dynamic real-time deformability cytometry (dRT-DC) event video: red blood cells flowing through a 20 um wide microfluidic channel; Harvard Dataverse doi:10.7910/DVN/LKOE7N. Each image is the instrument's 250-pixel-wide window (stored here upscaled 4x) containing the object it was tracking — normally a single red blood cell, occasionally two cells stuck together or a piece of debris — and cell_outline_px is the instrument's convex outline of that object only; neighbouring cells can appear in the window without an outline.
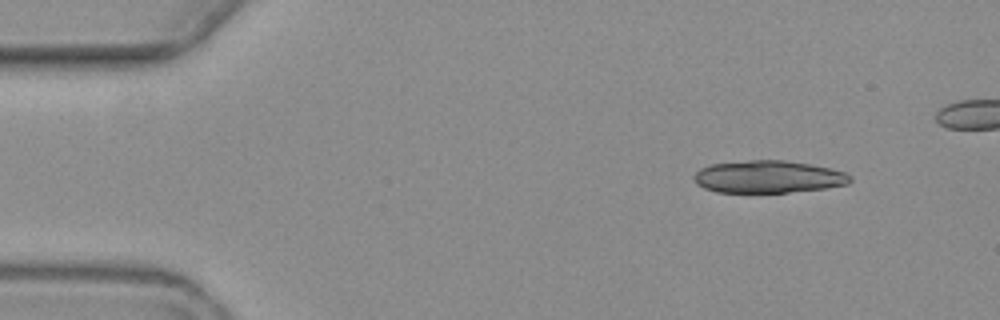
{"species": "common noctule bat (a hibernating species)", "species_latin": "Nyctalus noctula", "temperature_condition": "warm", "stored_images_in_passage": 5, "camera_frame_rate_fps": 3000, "um_per_image_px": 0.085, "animal": {"sex": "female", "body_mass_g": 19.3, "forearm_length_mm": 54.1}, "frame": {"image": 1, "passage_image": 1, "time_ms": 0.0, "image_size_px": [1000, 320], "cell_outline_px": [[852, 180], [848, 184], [824, 188], [788, 192], [716, 192], [704, 188], [696, 184], [692, 176], [700, 168], [712, 164], [748, 160], [784, 160], [808, 164], [828, 168], [844, 172], [852, 176]], "centroid_in_image_um": [65.27, 15.03], "position_along_channel_um": 19.7, "area_um2": 29.36}}